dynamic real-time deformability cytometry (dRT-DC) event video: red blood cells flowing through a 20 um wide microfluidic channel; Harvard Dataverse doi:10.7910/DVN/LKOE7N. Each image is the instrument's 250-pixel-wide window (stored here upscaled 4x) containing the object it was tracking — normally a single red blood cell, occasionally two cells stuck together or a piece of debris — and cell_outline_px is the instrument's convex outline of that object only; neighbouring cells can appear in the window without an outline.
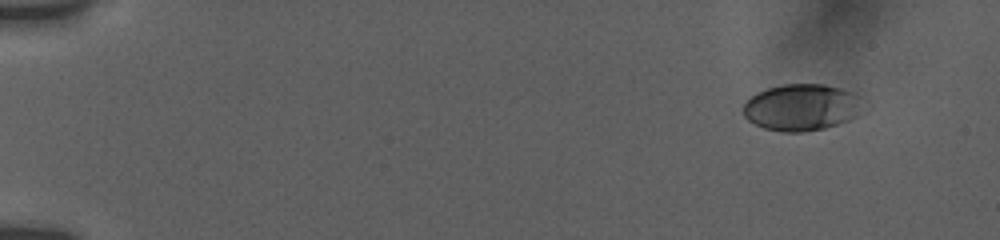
{"species": "human", "species_latin": "Homo sapiens", "temperature_condition": "room temperature", "stored_images_in_passage": 52, "camera_frame_rate_fps": 3000, "um_per_image_px": 0.085, "donor": {"sex": "female"}, "frame": {"image": 1, "passage_image": 1, "time_ms": 0.0, "image_size_px": [1000, 240], "cell_outline_px": [[860, 96], [856, 116], [848, 120], [824, 128], [804, 132], [784, 132], [764, 128], [748, 120], [744, 116], [740, 108], [744, 100], [756, 92], [768, 88], [784, 84], [824, 84], [856, 92]], "centroid_in_image_um": [68.04, 9.11], "position_along_channel_um": 17.0, "area_um2": 32.6}}
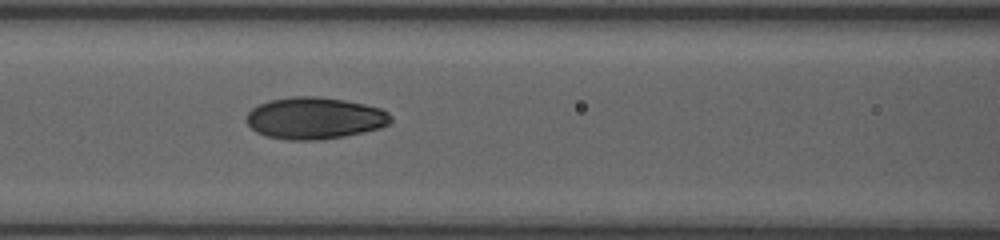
{"frame": {"image": 2, "passage_image": 22, "time_ms": 7.0, "image_size_px": [1000, 240], "cell_outline_px": [[392, 120], [388, 124], [380, 128], [344, 136], [320, 140], [288, 140], [268, 136], [256, 132], [244, 120], [244, 116], [252, 108], [268, 100], [292, 96], [320, 96], [344, 100], [364, 104], [380, 108], [388, 112], [392, 116]], "centroid_in_image_um": [26.72, 10.03], "position_along_channel_um": 139.9, "area_um2": 35.37}}
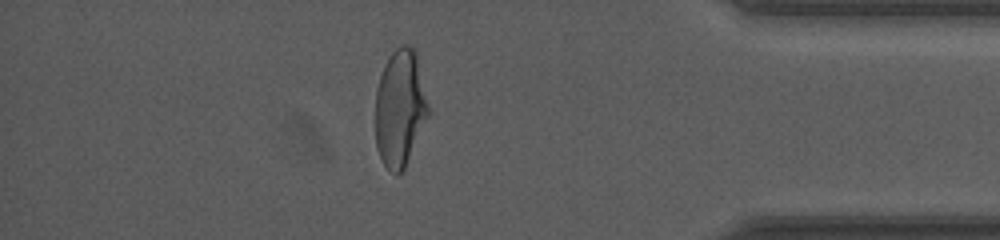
{"frame": {"image": 3, "passage_image": 45, "time_ms": 14.667, "image_size_px": [1000, 240], "cell_outline_px": [[432, 112], [404, 168], [396, 176], [384, 164], [376, 148], [376, 88], [384, 64], [392, 52], [396, 48], [404, 44], [412, 48], [416, 52]], "centroid_in_image_um": [34.04, 9.19], "position_along_channel_um": 401.2, "area_um2": 36.59}, "authors_computed_cell_mechanics": {"area_um2": 34.5355, "velocity_mm_per_s": 3.7578, "shape_relaxation_time_tau1_ms": 5.449, "shape_relaxation_time_tau2_ms": 1.1451, "deformation_change_tau1": 0.1743, "deformation_change_tau2": 0.0575}}